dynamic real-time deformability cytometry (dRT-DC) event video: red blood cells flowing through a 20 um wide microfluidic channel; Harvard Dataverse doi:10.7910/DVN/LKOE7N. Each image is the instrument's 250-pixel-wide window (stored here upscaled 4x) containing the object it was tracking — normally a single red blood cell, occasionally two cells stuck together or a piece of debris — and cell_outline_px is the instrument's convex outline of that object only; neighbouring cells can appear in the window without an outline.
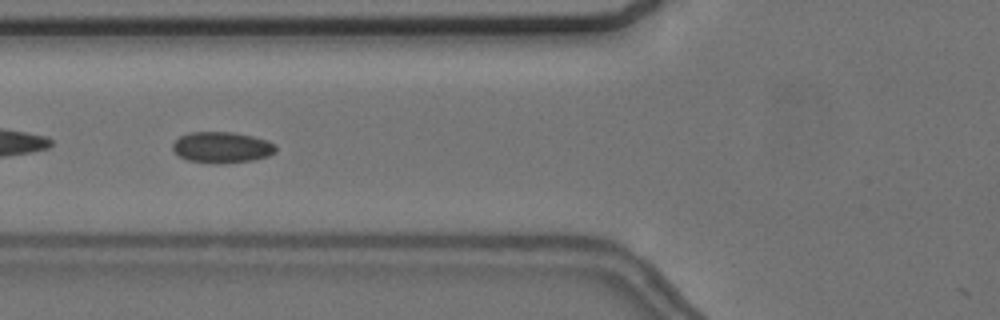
{"species": "common noctule bat (a hibernating species)", "species_latin": "Nyctalus noctula", "temperature_condition": "cold", "stored_images_in_passage": 34, "camera_frame_rate_fps": 3000, "um_per_image_px": 0.085, "animal": {"sex": "female", "body_mass_g": 24.6, "forearm_length_mm": 56.2}, "frame": {"image": 1, "passage_image": 6, "time_ms": 1.667, "image_size_px": [1000, 320], "cell_outline_px": [[276, 152], [268, 156], [252, 160], [188, 160], [180, 156], [172, 148], [172, 144], [180, 136], [188, 132], [232, 132], [252, 136], [268, 140], [276, 144]], "centroid_in_image_um": [18.89, 12.46], "position_along_channel_um": 106.9, "area_um2": 17.74}, "authors_computed_cell_mechanics": {"area_um2": 17.9469, "velocity_mm_per_s": 3.6653, "shape_relaxation_time_tau1_ms": null, "shape_relaxation_time_tau2_ms": 2.0205, "deformation_change_tau1": null, "deformation_change_tau2": 0.0643}}